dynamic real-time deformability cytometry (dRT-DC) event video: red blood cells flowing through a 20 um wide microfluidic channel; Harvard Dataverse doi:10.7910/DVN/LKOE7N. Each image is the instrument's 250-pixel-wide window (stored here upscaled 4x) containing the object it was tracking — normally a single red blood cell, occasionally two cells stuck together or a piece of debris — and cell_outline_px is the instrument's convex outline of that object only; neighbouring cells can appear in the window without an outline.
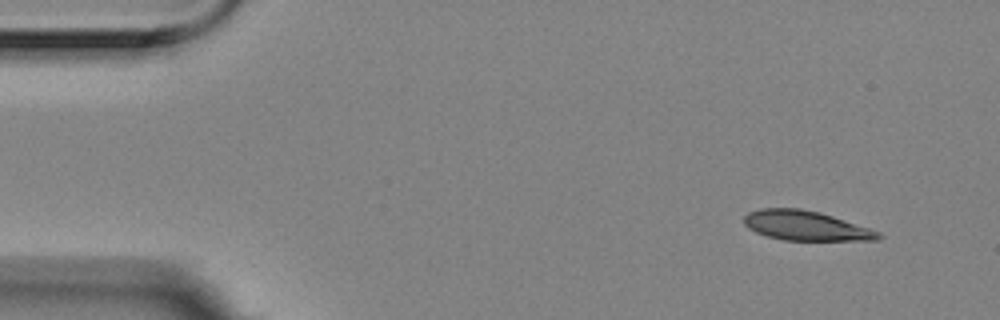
{"species": "Egyptian fruit bat (a non-hibernating species)", "species_latin": "Rousettus aegyptiacus", "temperature_condition": "room temperature", "stored_images_in_passage": 4, "camera_frame_rate_fps": 3000, "um_per_image_px": 0.085, "animal": {"sex": "female"}, "frame": {"image": 1, "passage_image": 1, "time_ms": 0.0, "image_size_px": [1000, 320], "cell_outline_px": [[884, 236], [880, 240], [784, 240], [768, 236], [756, 232], [748, 228], [744, 224], [744, 216], [748, 212], [760, 208], [800, 208], [820, 212], [880, 232]], "centroid_in_image_um": [68.48, 19.18], "position_along_channel_um": 16.5, "area_um2": 23.12}}
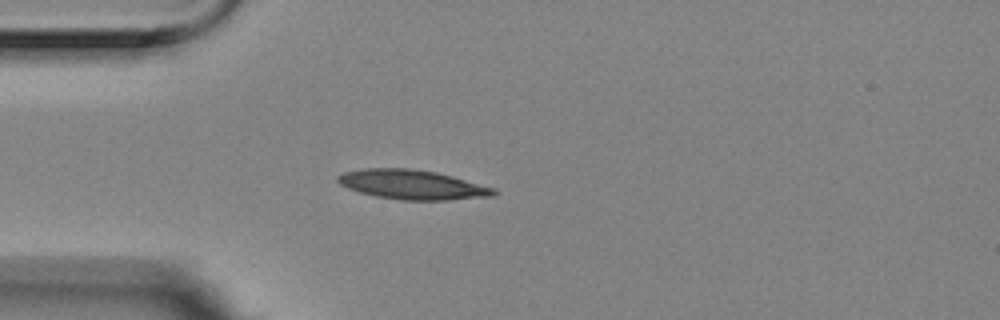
{"frame": {"image": 2, "passage_image": 4, "time_ms": 1.0, "image_size_px": [1000, 320], "cell_outline_px": [[496, 192], [492, 196], [448, 200], [400, 200], [376, 196], [360, 192], [348, 188], [340, 184], [336, 180], [336, 176], [344, 172], [364, 168], [412, 168], [436, 172], [452, 176], [496, 188]], "centroid_in_image_um": [35.03, 15.69], "position_along_channel_um": 50.0, "area_um2": 26.82}}